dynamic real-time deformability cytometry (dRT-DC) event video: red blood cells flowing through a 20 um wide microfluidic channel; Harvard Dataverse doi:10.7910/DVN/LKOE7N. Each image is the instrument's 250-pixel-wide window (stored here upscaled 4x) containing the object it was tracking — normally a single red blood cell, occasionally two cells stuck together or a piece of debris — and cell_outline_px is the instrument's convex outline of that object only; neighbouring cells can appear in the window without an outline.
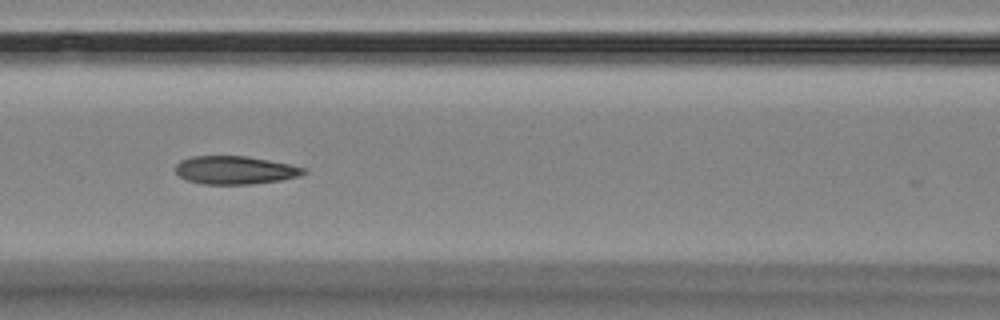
{"species": "Egyptian fruit bat (a non-hibernating species)", "species_latin": "Rousettus aegyptiacus", "temperature_condition": "room temperature", "stored_images_in_passage": 6, "camera_frame_rate_fps": 3000, "um_per_image_px": 0.085, "animal": {"sex": "female"}, "frame": {"image": 1, "passage_image": 4, "time_ms": 6.0, "image_size_px": [1000, 320], "cell_outline_px": [[308, 172], [296, 176], [280, 180], [252, 184], [200, 184], [188, 180], [180, 176], [176, 172], [176, 164], [180, 160], [192, 156], [248, 156], [308, 168]], "centroid_in_image_um": [19.97, 14.45], "position_along_channel_um": 146.6, "area_um2": 20.98}}
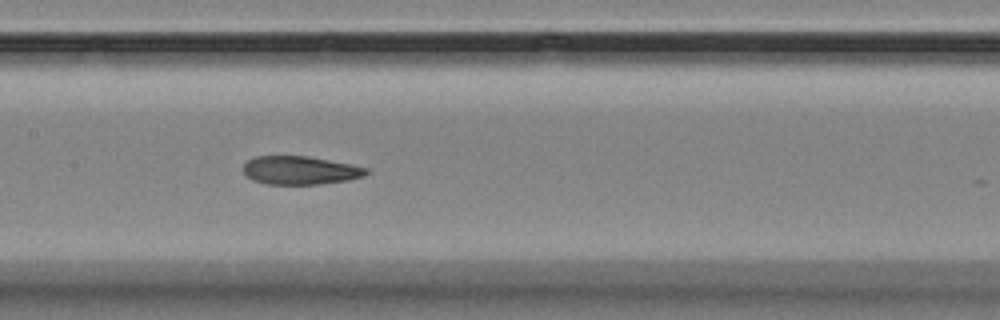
{"frame": {"image": 2, "passage_image": 5, "time_ms": 7.0, "image_size_px": [1000, 320], "cell_outline_px": [[368, 172], [364, 176], [348, 180], [320, 184], [268, 184], [252, 180], [244, 172], [244, 164], [248, 160], [256, 156], [308, 156], [352, 164], [368, 168]], "centroid_in_image_um": [25.53, 14.47], "position_along_channel_um": 181.9, "area_um2": 20.29}}